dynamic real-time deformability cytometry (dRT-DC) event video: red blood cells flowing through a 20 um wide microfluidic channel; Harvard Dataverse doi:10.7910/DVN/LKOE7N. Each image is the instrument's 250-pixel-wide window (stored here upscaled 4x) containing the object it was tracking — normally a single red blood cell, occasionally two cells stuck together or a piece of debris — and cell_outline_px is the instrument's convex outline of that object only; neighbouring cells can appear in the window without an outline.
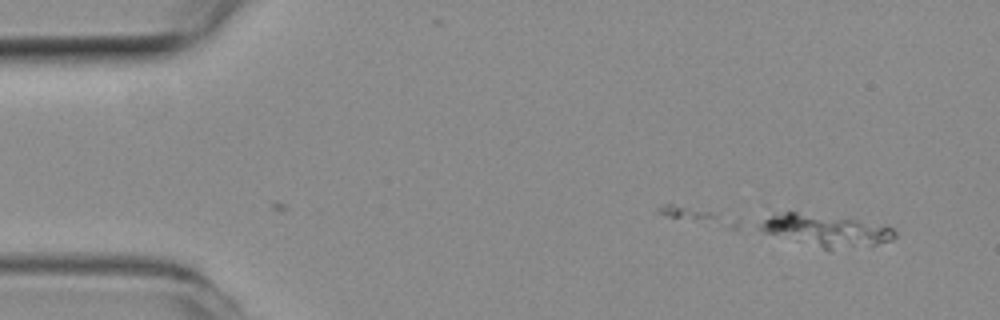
{"species": "common noctule bat (a hibernating species)", "species_latin": "Nyctalus noctula", "temperature_condition": "room temperature", "stored_images_in_passage": 3, "camera_frame_rate_fps": 3000, "um_per_image_px": 0.085, "animal": {"sex": "female", "body_mass_g": 19.3, "forearm_length_mm": 54.1}, "frame": {"image": 1, "passage_image": 1, "time_ms": 0.0, "image_size_px": [1000, 320], "cell_outline_px": [[896, 236], [892, 240], [876, 244], [828, 252], [764, 232], [756, 228], [756, 224], [772, 216], [784, 212], [796, 212], [888, 224], [896, 232]], "centroid_in_image_um": [70.25, 19.63], "position_along_channel_um": 14.8, "area_um2": 25.61}}